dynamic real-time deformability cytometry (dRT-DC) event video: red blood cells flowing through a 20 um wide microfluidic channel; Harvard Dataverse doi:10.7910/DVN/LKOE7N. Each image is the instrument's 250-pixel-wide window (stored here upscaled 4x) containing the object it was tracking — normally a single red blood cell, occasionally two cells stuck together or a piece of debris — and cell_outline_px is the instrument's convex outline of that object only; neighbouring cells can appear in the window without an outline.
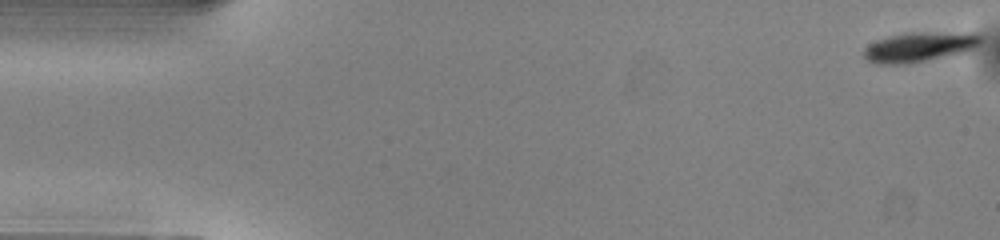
{"species": "common noctule bat (a hibernating species)", "species_latin": "Nyctalus noctula", "temperature_condition": "warm", "stored_images_in_passage": 51, "camera_frame_rate_fps": 3000, "um_per_image_px": 0.085, "animal": {"sex": "male", "body_mass_g": 13.0, "forearm_length_mm": 53.1}, "frame": {"image": 1, "passage_image": 1, "time_ms": 0.0, "image_size_px": [1000, 240], "cell_outline_px": [[984, 40], [980, 44], [964, 52], [908, 64], [872, 64], [864, 56], [864, 48], [868, 44], [876, 40], [888, 36], [908, 32], [980, 32], [984, 36]], "centroid_in_image_um": [78.19, 3.96], "position_along_channel_um": 6.8, "area_um2": 20.75}}
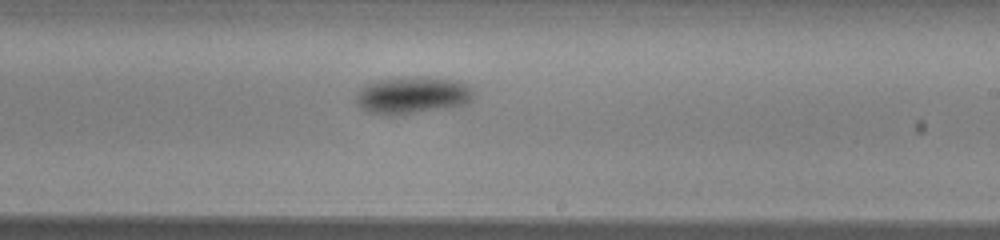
{"frame": {"image": 2, "passage_image": 30, "time_ms": 9.667, "image_size_px": [1000, 240], "cell_outline_px": [[476, 92], [472, 100], [468, 104], [444, 108], [416, 112], [368, 112], [356, 100], [356, 92], [368, 84], [376, 80], [416, 76], [420, 76], [456, 80], [468, 84]], "centroid_in_image_um": [35.17, 8.04], "position_along_channel_um": 253.8, "area_um2": 24.8}}
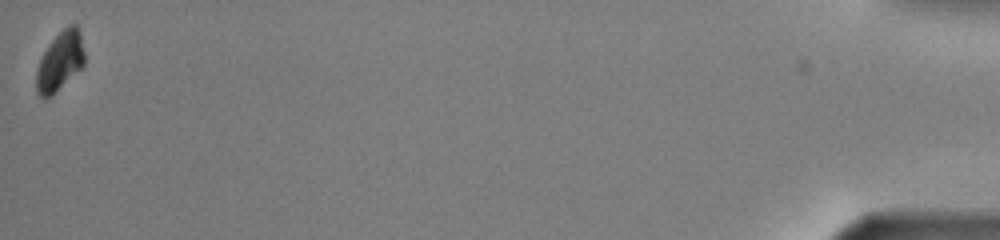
{"frame": {"image": 3, "passage_image": 51, "time_ms": 16.667, "image_size_px": [1000, 240], "cell_outline_px": [[84, 64], [52, 96], [44, 100], [36, 92], [36, 72], [40, 60], [48, 44], [68, 24], [76, 24], [80, 28], [84, 52]], "centroid_in_image_um": [5.09, 5.2], "position_along_channel_um": 430.1, "area_um2": 16.59}, "authors_computed_cell_mechanics": {"area_um2": 22.4842, "velocity_mm_per_s": 4.0102, "shape_relaxation_time_tau1_ms": 1.025, "shape_relaxation_time_tau2_ms": null, "deformation_change_tau1": 0.0912, "deformation_change_tau2": null}}